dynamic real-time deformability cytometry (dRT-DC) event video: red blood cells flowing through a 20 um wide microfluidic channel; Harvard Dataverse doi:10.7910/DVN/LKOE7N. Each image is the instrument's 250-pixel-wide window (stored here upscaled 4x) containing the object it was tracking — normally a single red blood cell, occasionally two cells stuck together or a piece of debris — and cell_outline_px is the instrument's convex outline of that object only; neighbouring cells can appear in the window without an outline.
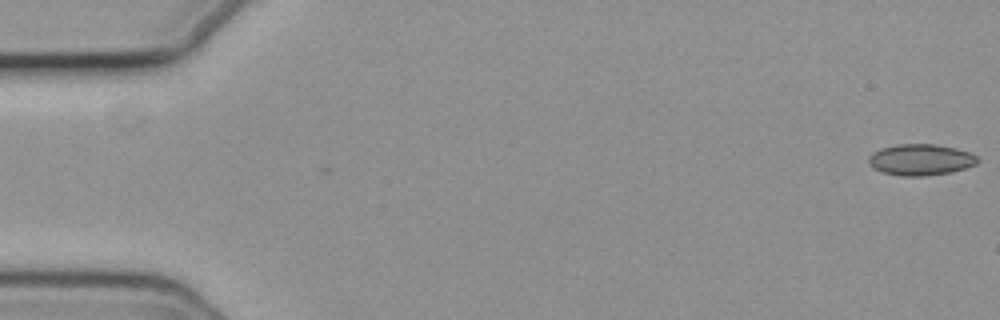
{"species": "common noctule bat (a hibernating species)", "species_latin": "Nyctalus noctula", "temperature_condition": "cold", "stored_images_in_passage": 4, "camera_frame_rate_fps": 3000, "um_per_image_px": 0.085, "animal": {"sex": "female", "body_mass_g": 19.3, "forearm_length_mm": 54.1}, "frame": {"image": 1, "passage_image": 4, "time_ms": 1.0, "image_size_px": [1000, 320], "cell_outline_px": [[980, 160], [976, 164], [952, 172], [924, 176], [900, 176], [880, 172], [872, 168], [868, 164], [868, 156], [872, 152], [880, 148], [896, 144], [936, 144], [956, 148], [968, 152], [976, 156]], "centroid_in_image_um": [78.2, 13.58], "position_along_channel_um": 6.8, "area_um2": 20.11}}